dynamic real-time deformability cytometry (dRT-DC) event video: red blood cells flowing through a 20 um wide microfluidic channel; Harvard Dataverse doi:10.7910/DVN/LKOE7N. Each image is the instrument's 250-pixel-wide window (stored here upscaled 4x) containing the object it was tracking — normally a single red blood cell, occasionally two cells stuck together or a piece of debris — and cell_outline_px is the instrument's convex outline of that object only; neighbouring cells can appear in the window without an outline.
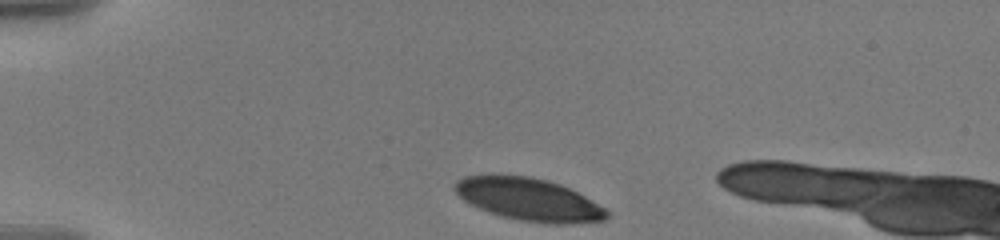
{"species": "human", "species_latin": "Homo sapiens", "temperature_condition": "warm", "stored_images_in_passage": 26, "camera_frame_rate_fps": 3000, "um_per_image_px": 0.085, "donor": {"sex": "male"}, "frame": {"image": 1, "passage_image": 1, "time_ms": 0.0, "image_size_px": [1000, 240], "cell_outline_px": [[612, 216], [604, 220], [572, 224], [544, 224], [520, 220], [488, 212], [464, 200], [452, 188], [456, 180], [464, 176], [492, 172], [532, 176], [548, 180], [560, 184], [592, 200], [604, 208]], "centroid_in_image_um": [44.91, 16.91], "position_along_channel_um": 40.1, "area_um2": 38.44}}
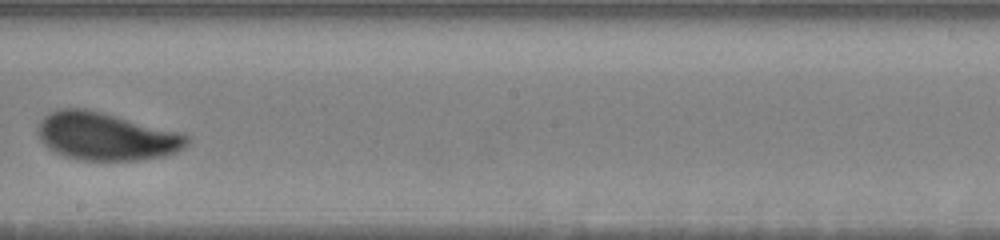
{"frame": {"image": 2, "passage_image": 15, "time_ms": 7.0, "image_size_px": [1000, 240], "cell_outline_px": [[192, 140], [188, 144], [176, 152], [164, 156], [136, 160], [80, 160], [64, 156], [48, 148], [40, 140], [36, 132], [36, 128], [40, 120], [48, 112], [56, 108], [84, 108], [180, 132], [188, 136]], "centroid_in_image_um": [8.97, 11.59], "position_along_channel_um": 239.2, "area_um2": 41.62}}
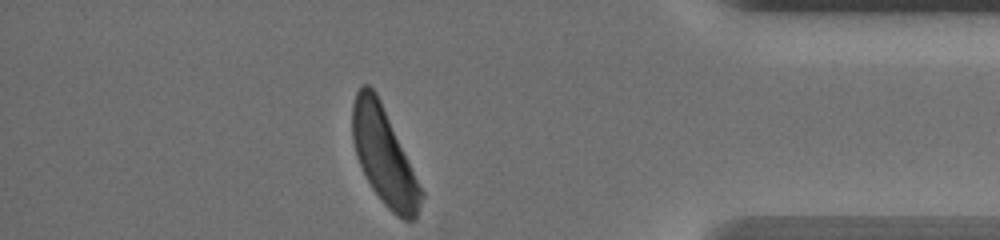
{"frame": {"image": 3, "passage_image": 26, "time_ms": 12.333, "image_size_px": [1000, 240], "cell_outline_px": [[424, 196], [416, 216], [412, 220], [404, 220], [396, 216], [384, 204], [372, 188], [356, 156], [352, 140], [352, 104], [356, 92], [364, 84], [368, 84], [376, 92], [380, 100], [424, 192]], "centroid_in_image_um": [32.64, 13.27], "position_along_channel_um": 402.6, "area_um2": 38.26}, "authors_computed_cell_mechanics": {"area_um2": 40.9513, "velocity_mm_per_s": 3.5509, "shape_relaxation_time_tau1_ms": 2.4602, "shape_relaxation_time_tau2_ms": null, "deformation_change_tau1": 0.1325, "deformation_change_tau2": null}}